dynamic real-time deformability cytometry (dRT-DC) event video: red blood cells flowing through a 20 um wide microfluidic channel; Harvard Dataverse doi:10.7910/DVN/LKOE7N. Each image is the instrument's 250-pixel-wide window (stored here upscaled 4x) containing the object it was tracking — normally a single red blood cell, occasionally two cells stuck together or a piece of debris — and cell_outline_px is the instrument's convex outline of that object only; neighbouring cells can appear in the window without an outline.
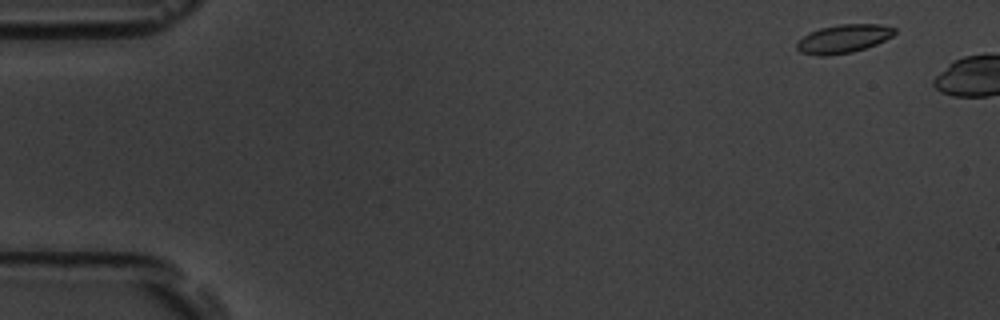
{"species": "common noctule bat (a hibernating species)", "species_latin": "Nyctalus noctula", "temperature_condition": "room temperature", "stored_images_in_passage": 6, "camera_frame_rate_fps": 3000, "um_per_image_px": 0.085, "animal": {"sex": "male", "body_mass_g": 19.5, "forearm_length_mm": 54.6}, "frame": {"image": 1, "passage_image": 3, "time_ms": 0.667, "image_size_px": [1000, 320], "cell_outline_px": [[896, 32], [892, 36], [876, 44], [852, 52], [828, 56], [820, 56], [800, 52], [796, 48], [796, 44], [804, 36], [820, 28], [840, 24], [880, 24], [896, 28]], "centroid_in_image_um": [71.71, 3.3], "position_along_channel_um": 13.3, "area_um2": 16.07}}